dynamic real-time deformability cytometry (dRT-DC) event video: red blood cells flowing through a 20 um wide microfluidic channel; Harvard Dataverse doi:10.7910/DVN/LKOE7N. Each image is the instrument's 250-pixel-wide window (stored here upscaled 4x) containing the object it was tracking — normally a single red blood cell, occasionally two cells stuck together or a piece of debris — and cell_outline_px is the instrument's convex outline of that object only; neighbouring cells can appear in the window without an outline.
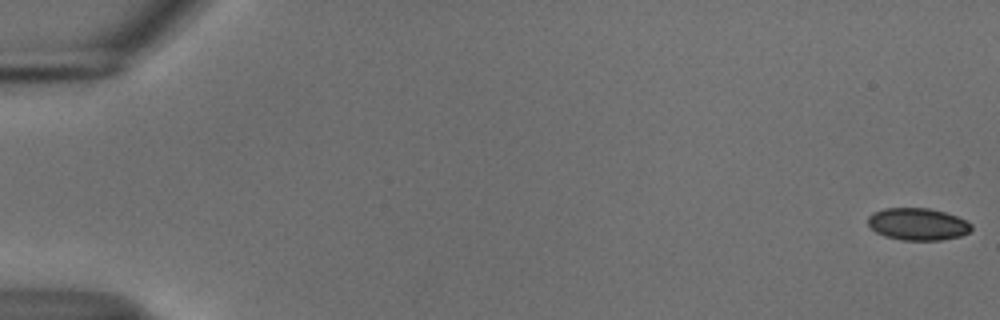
{"species": "common noctule bat (a hibernating species)", "species_latin": "Nyctalus noctula", "temperature_condition": "cold", "stored_images_in_passage": 17, "camera_frame_rate_fps": 3000, "um_per_image_px": 0.085, "animal": {"sex": "male", "body_mass_g": 18.8}, "frame": {"image": 1, "passage_image": 1, "time_ms": 0.0, "image_size_px": [1000, 320], "cell_outline_px": [[972, 228], [968, 232], [960, 236], [940, 240], [900, 240], [884, 236], [876, 232], [868, 224], [868, 216], [872, 212], [884, 208], [928, 208], [944, 212], [968, 220], [972, 224]], "centroid_in_image_um": [78.0, 19.05], "position_along_channel_um": 7.0, "area_um2": 19.48}}
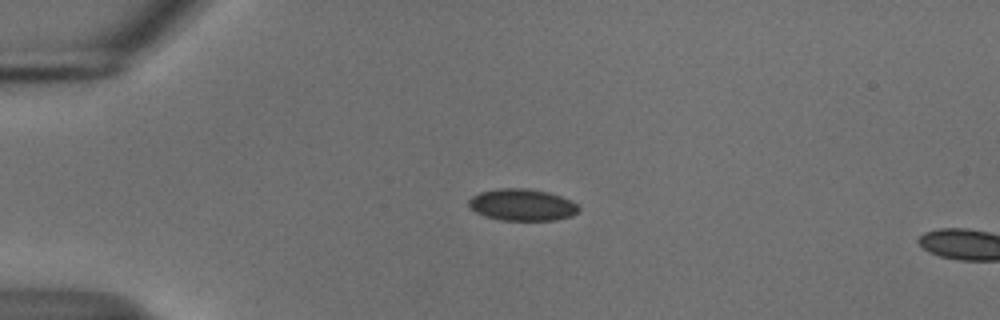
{"frame": {"image": 2, "passage_image": 14, "time_ms": 4.333, "image_size_px": [1000, 320], "cell_outline_px": [[580, 208], [572, 216], [556, 220], [500, 220], [484, 216], [468, 208], [468, 200], [472, 196], [480, 192], [496, 188], [528, 188], [548, 192], [572, 200]], "centroid_in_image_um": [44.35, 17.4], "position_along_channel_um": 40.6, "area_um2": 20.58}}